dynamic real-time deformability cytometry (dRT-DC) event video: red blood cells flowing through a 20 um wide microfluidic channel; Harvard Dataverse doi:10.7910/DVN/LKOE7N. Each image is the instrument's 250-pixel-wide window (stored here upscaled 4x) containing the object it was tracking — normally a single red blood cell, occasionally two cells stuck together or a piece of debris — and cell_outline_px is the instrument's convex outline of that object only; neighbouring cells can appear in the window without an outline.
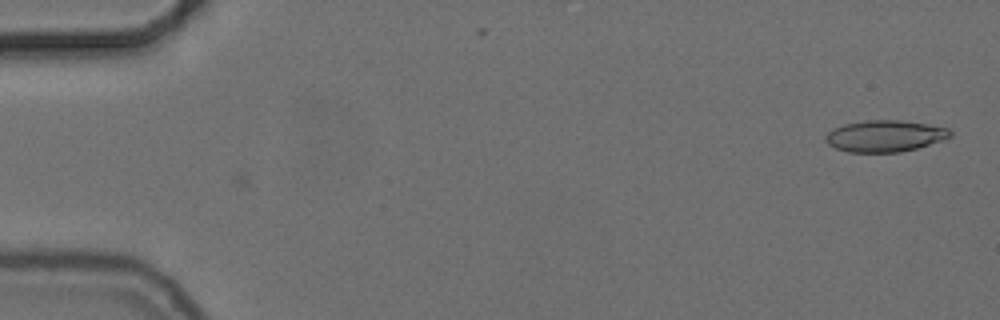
{"species": "common noctule bat (a hibernating species)", "species_latin": "Nyctalus noctula", "temperature_condition": "cold", "stored_images_in_passage": 4, "camera_frame_rate_fps": 3000, "um_per_image_px": 0.085, "animal": {"sex": "female", "body_mass_g": 24.6, "forearm_length_mm": 56.2}, "frame": {"image": 1, "passage_image": 4, "time_ms": 1.0, "image_size_px": [1000, 320], "cell_outline_px": [[952, 136], [944, 140], [916, 148], [900, 152], [848, 152], [836, 148], [828, 144], [824, 140], [824, 136], [832, 128], [844, 124], [864, 120], [900, 120], [948, 128], [952, 132]], "centroid_in_image_um": [75.18, 11.56], "position_along_channel_um": 9.8, "area_um2": 22.95}}